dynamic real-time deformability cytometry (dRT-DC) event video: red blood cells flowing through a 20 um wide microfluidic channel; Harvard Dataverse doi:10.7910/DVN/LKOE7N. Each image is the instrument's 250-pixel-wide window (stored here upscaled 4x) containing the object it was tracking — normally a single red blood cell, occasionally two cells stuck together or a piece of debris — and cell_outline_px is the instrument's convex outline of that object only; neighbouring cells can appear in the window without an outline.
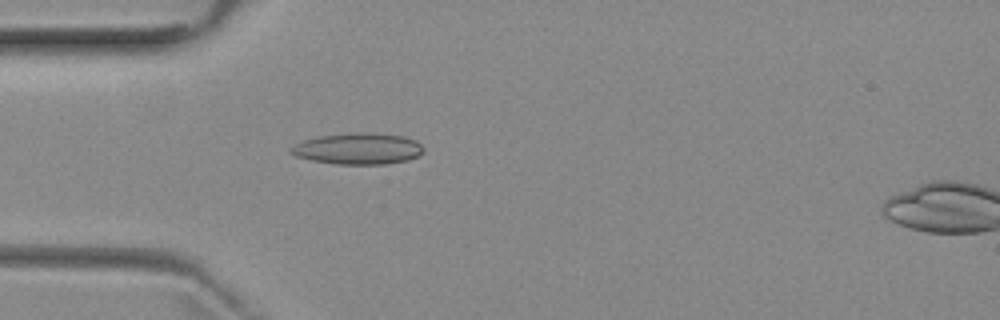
{"species": "common noctule bat (a hibernating species)", "species_latin": "Nyctalus noctula", "temperature_condition": "room temperature", "stored_images_in_passage": 5, "camera_frame_rate_fps": 3000, "um_per_image_px": 0.085, "animal": {"sex": "female", "body_mass_g": 29.2, "forearm_length_mm": 56.3}, "frame": {"image": 1, "passage_image": 4, "time_ms": 3.667, "image_size_px": [1000, 320], "cell_outline_px": [[424, 152], [416, 156], [404, 160], [384, 164], [336, 164], [312, 160], [296, 156], [288, 152], [288, 148], [304, 140], [320, 136], [352, 132], [368, 132], [400, 136], [416, 140], [424, 148]], "centroid_in_image_um": [30.4, 12.63], "position_along_channel_um": 54.6, "area_um2": 24.04}}